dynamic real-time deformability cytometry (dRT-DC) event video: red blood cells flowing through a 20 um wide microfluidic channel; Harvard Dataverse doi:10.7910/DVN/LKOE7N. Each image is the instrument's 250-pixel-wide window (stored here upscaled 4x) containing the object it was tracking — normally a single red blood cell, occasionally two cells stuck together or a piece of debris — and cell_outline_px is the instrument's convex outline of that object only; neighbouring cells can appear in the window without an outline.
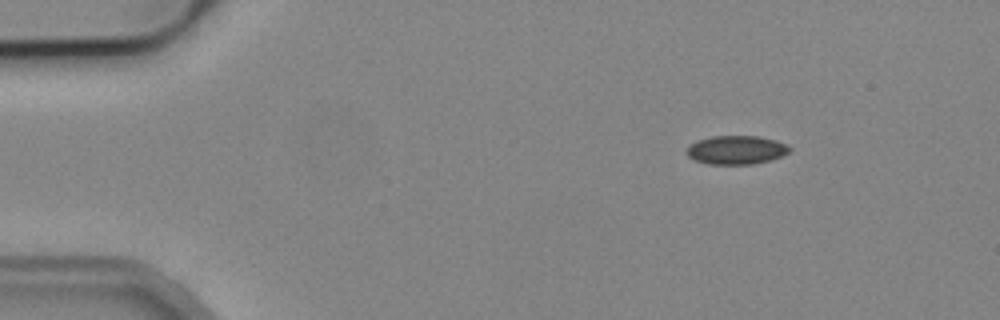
{"species": "common noctule bat (a hibernating species)", "species_latin": "Nyctalus noctula", "temperature_condition": "cold", "stored_images_in_passage": 3, "camera_frame_rate_fps": 3000, "um_per_image_px": 0.085, "animal": {"sex": "male", "body_mass_g": 19.2, "forearm_length_mm": 51.8}, "frame": {"image": 1, "passage_image": 1, "time_ms": 0.0, "image_size_px": [1000, 320], "cell_outline_px": [[792, 148], [788, 152], [772, 160], [752, 164], [708, 164], [696, 160], [688, 156], [684, 152], [688, 144], [696, 140], [712, 136], [756, 136], [776, 140], [788, 144]], "centroid_in_image_um": [62.55, 12.74], "position_along_channel_um": 22.4, "area_um2": 17.4}}